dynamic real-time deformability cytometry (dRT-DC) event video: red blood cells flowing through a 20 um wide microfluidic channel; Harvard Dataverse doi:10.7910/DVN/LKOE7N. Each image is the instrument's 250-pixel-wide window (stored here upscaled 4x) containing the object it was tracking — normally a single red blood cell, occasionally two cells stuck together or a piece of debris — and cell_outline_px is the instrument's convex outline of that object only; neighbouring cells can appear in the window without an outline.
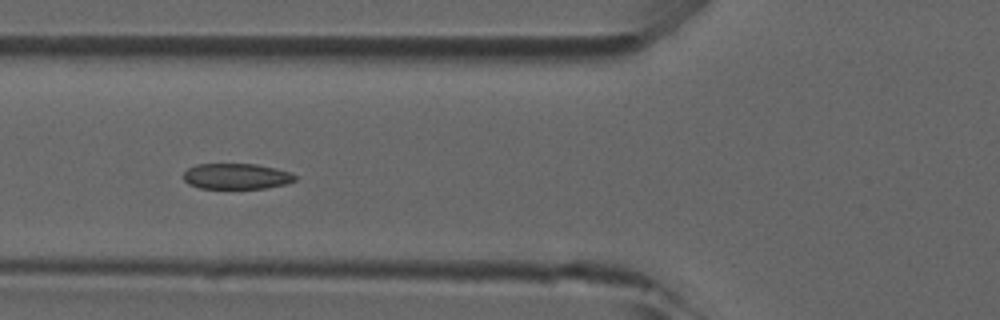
{"species": "common noctule bat (a hibernating species)", "species_latin": "Nyctalus noctula", "temperature_condition": "room temperature", "stored_images_in_passage": 33, "camera_frame_rate_fps": 3000, "um_per_image_px": 0.085, "animal": {"sex": "male", "forearm_length_mm": 52.5}, "frame": {"image": 1, "passage_image": 10, "time_ms": 3.0, "image_size_px": [1000, 320], "cell_outline_px": [[296, 180], [284, 184], [268, 188], [200, 188], [188, 184], [184, 180], [184, 172], [188, 168], [196, 164], [256, 164], [276, 168], [288, 172], [296, 176]], "centroid_in_image_um": [20.08, 14.98], "position_along_channel_um": 105.7, "area_um2": 16.65}}